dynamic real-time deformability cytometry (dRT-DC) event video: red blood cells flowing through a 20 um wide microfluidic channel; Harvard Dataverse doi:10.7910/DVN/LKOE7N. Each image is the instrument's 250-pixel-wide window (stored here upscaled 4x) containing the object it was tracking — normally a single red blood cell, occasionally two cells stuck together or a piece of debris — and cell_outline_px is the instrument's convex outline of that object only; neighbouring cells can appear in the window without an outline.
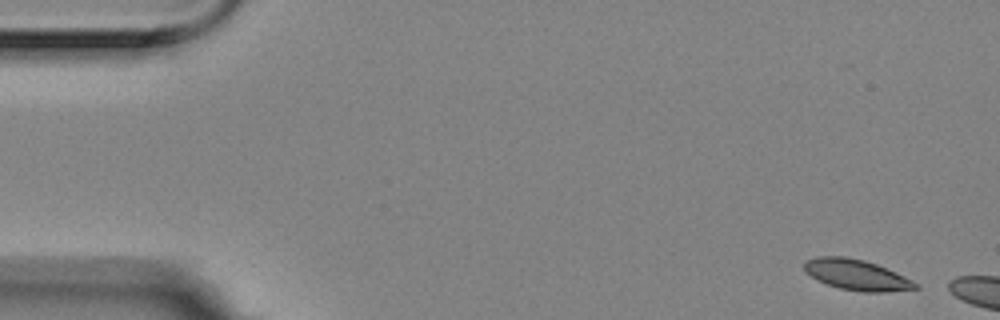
{"species": "Egyptian fruit bat (a non-hibernating species)", "species_latin": "Rousettus aegyptiacus", "temperature_condition": "room temperature", "stored_images_in_passage": 3, "camera_frame_rate_fps": 3000, "um_per_image_px": 0.085, "animal": {"sex": "female"}, "frame": {"image": 1, "passage_image": 1, "time_ms": 0.0, "image_size_px": [1000, 320], "cell_outline_px": [[920, 288], [884, 292], [864, 292], [840, 288], [816, 280], [804, 272], [804, 260], [816, 256], [844, 256], [864, 260], [876, 264], [896, 272], [920, 284]], "centroid_in_image_um": [72.79, 23.35], "position_along_channel_um": 12.2, "area_um2": 20.0}}